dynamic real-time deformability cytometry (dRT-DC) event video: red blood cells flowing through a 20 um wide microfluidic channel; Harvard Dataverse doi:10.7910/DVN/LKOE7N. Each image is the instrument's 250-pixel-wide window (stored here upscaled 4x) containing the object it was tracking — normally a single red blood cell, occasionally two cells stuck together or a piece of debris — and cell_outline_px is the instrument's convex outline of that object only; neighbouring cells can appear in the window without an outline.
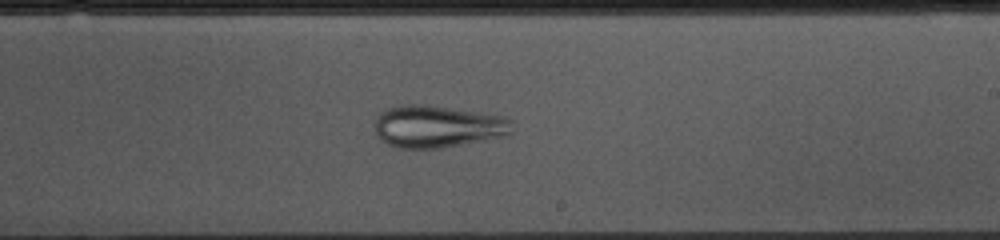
{"species": "common noctule bat (a hibernating species)", "species_latin": "Nyctalus noctula", "temperature_condition": "cold", "stored_images_in_passage": 53, "camera_frame_rate_fps": 3000, "um_per_image_px": 0.085, "animal": {"sex": "female", "body_mass_g": 10.0, "forearm_length_mm": 53.1}, "frame": {"image": 1, "passage_image": 30, "time_ms": 9.667, "image_size_px": [1000, 240], "cell_outline_px": [[512, 132], [504, 136], [440, 148], [400, 148], [388, 144], [380, 140], [376, 132], [376, 116], [380, 112], [388, 108], [400, 104], [424, 104], [480, 112], [504, 116], [512, 120]], "centroid_in_image_um": [37.18, 10.74], "position_along_channel_um": 251.8, "area_um2": 33.81}}
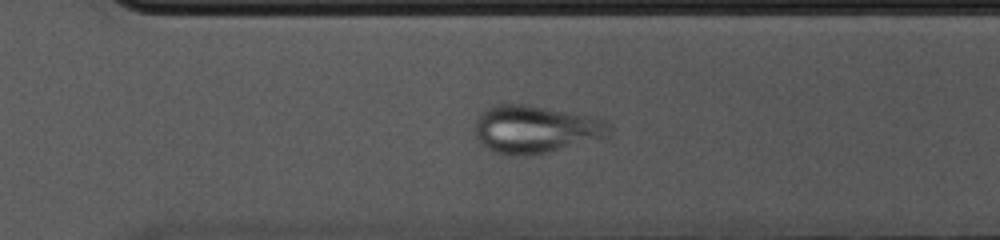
{"frame": {"image": 2, "passage_image": 36, "time_ms": 11.667, "image_size_px": [1000, 240], "cell_outline_px": [[612, 136], [532, 156], [520, 156], [492, 152], [484, 148], [476, 136], [476, 120], [480, 112], [488, 108], [500, 104], [528, 104], [600, 116], [608, 120], [612, 124]], "centroid_in_image_um": [45.62, 10.98], "position_along_channel_um": 325.0, "area_um2": 38.44}}
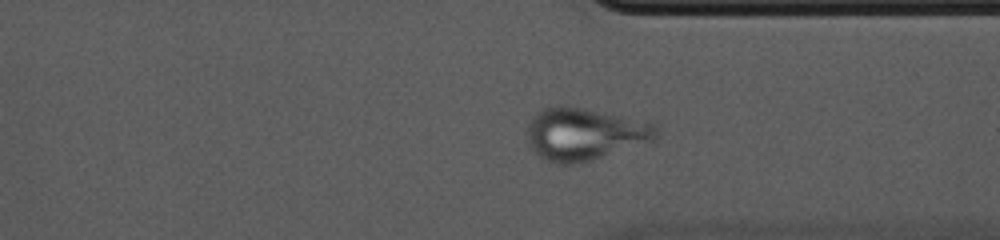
{"frame": {"image": 3, "passage_image": 39, "time_ms": 12.667, "image_size_px": [1000, 240], "cell_outline_px": [[660, 132], [652, 140], [592, 160], [576, 164], [560, 164], [544, 160], [528, 144], [528, 124], [532, 116], [536, 112], [544, 108], [580, 108], [652, 120], [656, 124]], "centroid_in_image_um": [49.74, 11.4], "position_along_channel_um": 361.7, "area_um2": 39.13}}